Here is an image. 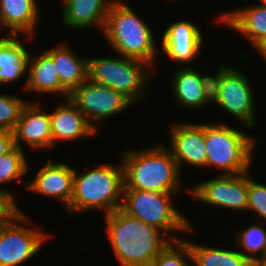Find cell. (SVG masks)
Masks as SVG:
<instances>
[{
    "mask_svg": "<svg viewBox=\"0 0 266 266\" xmlns=\"http://www.w3.org/2000/svg\"><path fill=\"white\" fill-rule=\"evenodd\" d=\"M111 247L121 266H152L172 241L158 228L125 213L121 208L105 215Z\"/></svg>",
    "mask_w": 266,
    "mask_h": 266,
    "instance_id": "1",
    "label": "cell"
},
{
    "mask_svg": "<svg viewBox=\"0 0 266 266\" xmlns=\"http://www.w3.org/2000/svg\"><path fill=\"white\" fill-rule=\"evenodd\" d=\"M123 189L160 193L178 191L181 170L171 151L162 144L140 151H126L122 158Z\"/></svg>",
    "mask_w": 266,
    "mask_h": 266,
    "instance_id": "2",
    "label": "cell"
},
{
    "mask_svg": "<svg viewBox=\"0 0 266 266\" xmlns=\"http://www.w3.org/2000/svg\"><path fill=\"white\" fill-rule=\"evenodd\" d=\"M102 32L117 54L148 66L155 61L157 46L150 26L121 0H113Z\"/></svg>",
    "mask_w": 266,
    "mask_h": 266,
    "instance_id": "3",
    "label": "cell"
},
{
    "mask_svg": "<svg viewBox=\"0 0 266 266\" xmlns=\"http://www.w3.org/2000/svg\"><path fill=\"white\" fill-rule=\"evenodd\" d=\"M123 166L100 165L83 175L74 170L73 195L67 211L70 214L105 210V215L121 208L123 195Z\"/></svg>",
    "mask_w": 266,
    "mask_h": 266,
    "instance_id": "4",
    "label": "cell"
},
{
    "mask_svg": "<svg viewBox=\"0 0 266 266\" xmlns=\"http://www.w3.org/2000/svg\"><path fill=\"white\" fill-rule=\"evenodd\" d=\"M255 140L239 129L225 123L205 124L206 166H215L223 174L238 175L248 172Z\"/></svg>",
    "mask_w": 266,
    "mask_h": 266,
    "instance_id": "5",
    "label": "cell"
},
{
    "mask_svg": "<svg viewBox=\"0 0 266 266\" xmlns=\"http://www.w3.org/2000/svg\"><path fill=\"white\" fill-rule=\"evenodd\" d=\"M172 196L173 193L123 189L121 209L128 215L158 228L172 241H177L181 238L174 237L175 232H189L193 231V228L188 218L173 206Z\"/></svg>",
    "mask_w": 266,
    "mask_h": 266,
    "instance_id": "6",
    "label": "cell"
},
{
    "mask_svg": "<svg viewBox=\"0 0 266 266\" xmlns=\"http://www.w3.org/2000/svg\"><path fill=\"white\" fill-rule=\"evenodd\" d=\"M154 74L146 63L126 58H88L87 81L105 85L117 92L123 93L132 102L143 98L144 92Z\"/></svg>",
    "mask_w": 266,
    "mask_h": 266,
    "instance_id": "7",
    "label": "cell"
},
{
    "mask_svg": "<svg viewBox=\"0 0 266 266\" xmlns=\"http://www.w3.org/2000/svg\"><path fill=\"white\" fill-rule=\"evenodd\" d=\"M234 67H222L212 76V102L241 120L246 128L255 126V103L249 80Z\"/></svg>",
    "mask_w": 266,
    "mask_h": 266,
    "instance_id": "8",
    "label": "cell"
},
{
    "mask_svg": "<svg viewBox=\"0 0 266 266\" xmlns=\"http://www.w3.org/2000/svg\"><path fill=\"white\" fill-rule=\"evenodd\" d=\"M29 220L20 212L0 223V266H18L30 260L48 238L49 235L23 225L30 224Z\"/></svg>",
    "mask_w": 266,
    "mask_h": 266,
    "instance_id": "9",
    "label": "cell"
},
{
    "mask_svg": "<svg viewBox=\"0 0 266 266\" xmlns=\"http://www.w3.org/2000/svg\"><path fill=\"white\" fill-rule=\"evenodd\" d=\"M88 123L97 131V124L106 118L117 115L132 105L123 93L105 85L86 81L69 96Z\"/></svg>",
    "mask_w": 266,
    "mask_h": 266,
    "instance_id": "10",
    "label": "cell"
},
{
    "mask_svg": "<svg viewBox=\"0 0 266 266\" xmlns=\"http://www.w3.org/2000/svg\"><path fill=\"white\" fill-rule=\"evenodd\" d=\"M248 174H222L196 184L189 193L206 205L244 211L248 207Z\"/></svg>",
    "mask_w": 266,
    "mask_h": 266,
    "instance_id": "11",
    "label": "cell"
},
{
    "mask_svg": "<svg viewBox=\"0 0 266 266\" xmlns=\"http://www.w3.org/2000/svg\"><path fill=\"white\" fill-rule=\"evenodd\" d=\"M170 129L169 150L179 169L182 168L183 162L193 167L206 168L205 124L179 123L170 126Z\"/></svg>",
    "mask_w": 266,
    "mask_h": 266,
    "instance_id": "12",
    "label": "cell"
},
{
    "mask_svg": "<svg viewBox=\"0 0 266 266\" xmlns=\"http://www.w3.org/2000/svg\"><path fill=\"white\" fill-rule=\"evenodd\" d=\"M26 184L29 191L52 196L68 208L73 195L74 169L64 162L52 163L50 159Z\"/></svg>",
    "mask_w": 266,
    "mask_h": 266,
    "instance_id": "13",
    "label": "cell"
},
{
    "mask_svg": "<svg viewBox=\"0 0 266 266\" xmlns=\"http://www.w3.org/2000/svg\"><path fill=\"white\" fill-rule=\"evenodd\" d=\"M161 42L163 53L169 59L189 63L200 53L203 37L196 24L177 20L166 28Z\"/></svg>",
    "mask_w": 266,
    "mask_h": 266,
    "instance_id": "14",
    "label": "cell"
},
{
    "mask_svg": "<svg viewBox=\"0 0 266 266\" xmlns=\"http://www.w3.org/2000/svg\"><path fill=\"white\" fill-rule=\"evenodd\" d=\"M38 104L28 102L25 105L13 131L14 145L20 149H23L20 141L25 142L32 150L53 146L50 115L43 112Z\"/></svg>",
    "mask_w": 266,
    "mask_h": 266,
    "instance_id": "15",
    "label": "cell"
},
{
    "mask_svg": "<svg viewBox=\"0 0 266 266\" xmlns=\"http://www.w3.org/2000/svg\"><path fill=\"white\" fill-rule=\"evenodd\" d=\"M172 83L174 99L179 106L198 109L212 103V76H201L200 72L186 66L175 72Z\"/></svg>",
    "mask_w": 266,
    "mask_h": 266,
    "instance_id": "16",
    "label": "cell"
},
{
    "mask_svg": "<svg viewBox=\"0 0 266 266\" xmlns=\"http://www.w3.org/2000/svg\"><path fill=\"white\" fill-rule=\"evenodd\" d=\"M216 21L241 33L256 50L266 42V5L223 12Z\"/></svg>",
    "mask_w": 266,
    "mask_h": 266,
    "instance_id": "17",
    "label": "cell"
},
{
    "mask_svg": "<svg viewBox=\"0 0 266 266\" xmlns=\"http://www.w3.org/2000/svg\"><path fill=\"white\" fill-rule=\"evenodd\" d=\"M65 101L49 113L53 145L59 140L72 141L97 133L76 105L69 98Z\"/></svg>",
    "mask_w": 266,
    "mask_h": 266,
    "instance_id": "18",
    "label": "cell"
},
{
    "mask_svg": "<svg viewBox=\"0 0 266 266\" xmlns=\"http://www.w3.org/2000/svg\"><path fill=\"white\" fill-rule=\"evenodd\" d=\"M63 24L83 29L97 25L103 31L112 0H63ZM108 2V3H107Z\"/></svg>",
    "mask_w": 266,
    "mask_h": 266,
    "instance_id": "19",
    "label": "cell"
},
{
    "mask_svg": "<svg viewBox=\"0 0 266 266\" xmlns=\"http://www.w3.org/2000/svg\"><path fill=\"white\" fill-rule=\"evenodd\" d=\"M28 70L29 76L24 85L26 90L61 94L64 100L69 98L70 94L61 85L56 64L45 51L36 57L30 56Z\"/></svg>",
    "mask_w": 266,
    "mask_h": 266,
    "instance_id": "20",
    "label": "cell"
},
{
    "mask_svg": "<svg viewBox=\"0 0 266 266\" xmlns=\"http://www.w3.org/2000/svg\"><path fill=\"white\" fill-rule=\"evenodd\" d=\"M36 0H0V22L11 30L9 35L20 32L33 35L37 25L38 7Z\"/></svg>",
    "mask_w": 266,
    "mask_h": 266,
    "instance_id": "21",
    "label": "cell"
},
{
    "mask_svg": "<svg viewBox=\"0 0 266 266\" xmlns=\"http://www.w3.org/2000/svg\"><path fill=\"white\" fill-rule=\"evenodd\" d=\"M45 52L56 64L61 85L69 94L87 81L88 58L78 57L64 44H59Z\"/></svg>",
    "mask_w": 266,
    "mask_h": 266,
    "instance_id": "22",
    "label": "cell"
},
{
    "mask_svg": "<svg viewBox=\"0 0 266 266\" xmlns=\"http://www.w3.org/2000/svg\"><path fill=\"white\" fill-rule=\"evenodd\" d=\"M10 36L0 44V83L7 84L25 75L31 55L18 40L19 35Z\"/></svg>",
    "mask_w": 266,
    "mask_h": 266,
    "instance_id": "23",
    "label": "cell"
},
{
    "mask_svg": "<svg viewBox=\"0 0 266 266\" xmlns=\"http://www.w3.org/2000/svg\"><path fill=\"white\" fill-rule=\"evenodd\" d=\"M188 243L195 266H255L239 250L205 247Z\"/></svg>",
    "mask_w": 266,
    "mask_h": 266,
    "instance_id": "24",
    "label": "cell"
},
{
    "mask_svg": "<svg viewBox=\"0 0 266 266\" xmlns=\"http://www.w3.org/2000/svg\"><path fill=\"white\" fill-rule=\"evenodd\" d=\"M237 243L244 251H240L252 264H256L266 257V230L256 223L245 231L237 232ZM247 251V252H246ZM260 253V257H256ZM255 255V256H253Z\"/></svg>",
    "mask_w": 266,
    "mask_h": 266,
    "instance_id": "25",
    "label": "cell"
},
{
    "mask_svg": "<svg viewBox=\"0 0 266 266\" xmlns=\"http://www.w3.org/2000/svg\"><path fill=\"white\" fill-rule=\"evenodd\" d=\"M28 161L23 149L15 145L0 156V184L18 179L28 172Z\"/></svg>",
    "mask_w": 266,
    "mask_h": 266,
    "instance_id": "26",
    "label": "cell"
},
{
    "mask_svg": "<svg viewBox=\"0 0 266 266\" xmlns=\"http://www.w3.org/2000/svg\"><path fill=\"white\" fill-rule=\"evenodd\" d=\"M185 257L193 259L186 240L171 241L154 259L152 266H191Z\"/></svg>",
    "mask_w": 266,
    "mask_h": 266,
    "instance_id": "27",
    "label": "cell"
},
{
    "mask_svg": "<svg viewBox=\"0 0 266 266\" xmlns=\"http://www.w3.org/2000/svg\"><path fill=\"white\" fill-rule=\"evenodd\" d=\"M26 104L15 95L0 94V129L13 132Z\"/></svg>",
    "mask_w": 266,
    "mask_h": 266,
    "instance_id": "28",
    "label": "cell"
},
{
    "mask_svg": "<svg viewBox=\"0 0 266 266\" xmlns=\"http://www.w3.org/2000/svg\"><path fill=\"white\" fill-rule=\"evenodd\" d=\"M248 211L255 212L266 222V185L248 177Z\"/></svg>",
    "mask_w": 266,
    "mask_h": 266,
    "instance_id": "29",
    "label": "cell"
},
{
    "mask_svg": "<svg viewBox=\"0 0 266 266\" xmlns=\"http://www.w3.org/2000/svg\"><path fill=\"white\" fill-rule=\"evenodd\" d=\"M5 190L0 189V223L13 219L21 212L13 195Z\"/></svg>",
    "mask_w": 266,
    "mask_h": 266,
    "instance_id": "30",
    "label": "cell"
},
{
    "mask_svg": "<svg viewBox=\"0 0 266 266\" xmlns=\"http://www.w3.org/2000/svg\"><path fill=\"white\" fill-rule=\"evenodd\" d=\"M14 146L13 132L0 129V156L7 153Z\"/></svg>",
    "mask_w": 266,
    "mask_h": 266,
    "instance_id": "31",
    "label": "cell"
},
{
    "mask_svg": "<svg viewBox=\"0 0 266 266\" xmlns=\"http://www.w3.org/2000/svg\"><path fill=\"white\" fill-rule=\"evenodd\" d=\"M259 52V55L262 56V58L264 59V61H266V42L264 44H262L257 50L256 52Z\"/></svg>",
    "mask_w": 266,
    "mask_h": 266,
    "instance_id": "32",
    "label": "cell"
},
{
    "mask_svg": "<svg viewBox=\"0 0 266 266\" xmlns=\"http://www.w3.org/2000/svg\"><path fill=\"white\" fill-rule=\"evenodd\" d=\"M256 266H266V257L259 261Z\"/></svg>",
    "mask_w": 266,
    "mask_h": 266,
    "instance_id": "33",
    "label": "cell"
},
{
    "mask_svg": "<svg viewBox=\"0 0 266 266\" xmlns=\"http://www.w3.org/2000/svg\"><path fill=\"white\" fill-rule=\"evenodd\" d=\"M2 26L1 22H0V27ZM6 38L3 37V38H0V44L5 40Z\"/></svg>",
    "mask_w": 266,
    "mask_h": 266,
    "instance_id": "34",
    "label": "cell"
},
{
    "mask_svg": "<svg viewBox=\"0 0 266 266\" xmlns=\"http://www.w3.org/2000/svg\"><path fill=\"white\" fill-rule=\"evenodd\" d=\"M261 2H259V3H261V5H266V0H260Z\"/></svg>",
    "mask_w": 266,
    "mask_h": 266,
    "instance_id": "35",
    "label": "cell"
}]
</instances>
